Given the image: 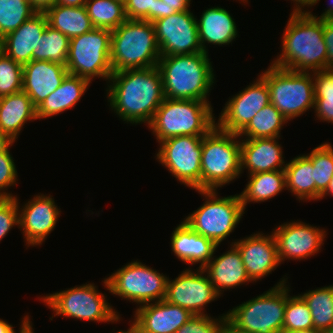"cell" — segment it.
<instances>
[{"label":"cell","instance_id":"cell-1","mask_svg":"<svg viewBox=\"0 0 333 333\" xmlns=\"http://www.w3.org/2000/svg\"><path fill=\"white\" fill-rule=\"evenodd\" d=\"M107 83L110 109L127 124L148 125L165 99L157 66L113 72Z\"/></svg>","mask_w":333,"mask_h":333},{"label":"cell","instance_id":"cell-2","mask_svg":"<svg viewBox=\"0 0 333 333\" xmlns=\"http://www.w3.org/2000/svg\"><path fill=\"white\" fill-rule=\"evenodd\" d=\"M282 36V54L272 65L295 72L326 69L327 47L323 38V20L310 14H290Z\"/></svg>","mask_w":333,"mask_h":333},{"label":"cell","instance_id":"cell-3","mask_svg":"<svg viewBox=\"0 0 333 333\" xmlns=\"http://www.w3.org/2000/svg\"><path fill=\"white\" fill-rule=\"evenodd\" d=\"M209 53L161 56L158 68L164 96L170 99L209 101L215 74Z\"/></svg>","mask_w":333,"mask_h":333},{"label":"cell","instance_id":"cell-4","mask_svg":"<svg viewBox=\"0 0 333 333\" xmlns=\"http://www.w3.org/2000/svg\"><path fill=\"white\" fill-rule=\"evenodd\" d=\"M211 105L209 101L165 97L148 128L156 136L158 143L175 136H204L217 122Z\"/></svg>","mask_w":333,"mask_h":333},{"label":"cell","instance_id":"cell-5","mask_svg":"<svg viewBox=\"0 0 333 333\" xmlns=\"http://www.w3.org/2000/svg\"><path fill=\"white\" fill-rule=\"evenodd\" d=\"M160 57L152 22L127 19L112 30L110 60L113 72L158 66Z\"/></svg>","mask_w":333,"mask_h":333},{"label":"cell","instance_id":"cell-6","mask_svg":"<svg viewBox=\"0 0 333 333\" xmlns=\"http://www.w3.org/2000/svg\"><path fill=\"white\" fill-rule=\"evenodd\" d=\"M240 174V137L215 126L202 139L201 190H217Z\"/></svg>","mask_w":333,"mask_h":333},{"label":"cell","instance_id":"cell-7","mask_svg":"<svg viewBox=\"0 0 333 333\" xmlns=\"http://www.w3.org/2000/svg\"><path fill=\"white\" fill-rule=\"evenodd\" d=\"M287 279L281 278L268 291L230 309L226 313V320L246 333H283Z\"/></svg>","mask_w":333,"mask_h":333},{"label":"cell","instance_id":"cell-8","mask_svg":"<svg viewBox=\"0 0 333 333\" xmlns=\"http://www.w3.org/2000/svg\"><path fill=\"white\" fill-rule=\"evenodd\" d=\"M264 71L260 73V76L269 87L270 103L288 121L300 117L310 108L314 109L312 72H295L272 64Z\"/></svg>","mask_w":333,"mask_h":333},{"label":"cell","instance_id":"cell-9","mask_svg":"<svg viewBox=\"0 0 333 333\" xmlns=\"http://www.w3.org/2000/svg\"><path fill=\"white\" fill-rule=\"evenodd\" d=\"M205 196L197 210L186 216L183 221L195 232L220 245L239 224L244 208L239 194L218 197L217 190H195Z\"/></svg>","mask_w":333,"mask_h":333},{"label":"cell","instance_id":"cell-10","mask_svg":"<svg viewBox=\"0 0 333 333\" xmlns=\"http://www.w3.org/2000/svg\"><path fill=\"white\" fill-rule=\"evenodd\" d=\"M96 288L93 283L88 282L39 299L54 311L51 320L54 316L62 315V317L94 322L120 321L121 316L107 302L106 296Z\"/></svg>","mask_w":333,"mask_h":333},{"label":"cell","instance_id":"cell-11","mask_svg":"<svg viewBox=\"0 0 333 333\" xmlns=\"http://www.w3.org/2000/svg\"><path fill=\"white\" fill-rule=\"evenodd\" d=\"M112 30L93 28L91 31L70 39L67 71L71 75L88 79L100 77L109 81L113 73L111 54Z\"/></svg>","mask_w":333,"mask_h":333},{"label":"cell","instance_id":"cell-12","mask_svg":"<svg viewBox=\"0 0 333 333\" xmlns=\"http://www.w3.org/2000/svg\"><path fill=\"white\" fill-rule=\"evenodd\" d=\"M167 280V275L136 260L122 266L102 282L112 295L141 306L165 299Z\"/></svg>","mask_w":333,"mask_h":333},{"label":"cell","instance_id":"cell-13","mask_svg":"<svg viewBox=\"0 0 333 333\" xmlns=\"http://www.w3.org/2000/svg\"><path fill=\"white\" fill-rule=\"evenodd\" d=\"M203 136L182 135L159 142L156 160L181 184L201 190V153Z\"/></svg>","mask_w":333,"mask_h":333},{"label":"cell","instance_id":"cell-14","mask_svg":"<svg viewBox=\"0 0 333 333\" xmlns=\"http://www.w3.org/2000/svg\"><path fill=\"white\" fill-rule=\"evenodd\" d=\"M196 20L189 9L176 11L170 16L152 22L161 56L203 52Z\"/></svg>","mask_w":333,"mask_h":333},{"label":"cell","instance_id":"cell-15","mask_svg":"<svg viewBox=\"0 0 333 333\" xmlns=\"http://www.w3.org/2000/svg\"><path fill=\"white\" fill-rule=\"evenodd\" d=\"M219 297L202 268L198 267L195 271L186 268L173 280L168 277L165 300L193 315H205L207 304Z\"/></svg>","mask_w":333,"mask_h":333},{"label":"cell","instance_id":"cell-16","mask_svg":"<svg viewBox=\"0 0 333 333\" xmlns=\"http://www.w3.org/2000/svg\"><path fill=\"white\" fill-rule=\"evenodd\" d=\"M270 103L269 87L258 75L256 81L250 83L238 94L229 98L219 114L216 126L225 132L239 134L251 119Z\"/></svg>","mask_w":333,"mask_h":333},{"label":"cell","instance_id":"cell-17","mask_svg":"<svg viewBox=\"0 0 333 333\" xmlns=\"http://www.w3.org/2000/svg\"><path fill=\"white\" fill-rule=\"evenodd\" d=\"M272 233L277 243L280 263L287 259L298 261L314 256L321 250L327 235L325 229L300 220L276 226Z\"/></svg>","mask_w":333,"mask_h":333},{"label":"cell","instance_id":"cell-18","mask_svg":"<svg viewBox=\"0 0 333 333\" xmlns=\"http://www.w3.org/2000/svg\"><path fill=\"white\" fill-rule=\"evenodd\" d=\"M19 206V226L24 235L26 245H42L47 236L55 229L59 215L54 199L51 195L37 194L20 208V202L15 197Z\"/></svg>","mask_w":333,"mask_h":333},{"label":"cell","instance_id":"cell-19","mask_svg":"<svg viewBox=\"0 0 333 333\" xmlns=\"http://www.w3.org/2000/svg\"><path fill=\"white\" fill-rule=\"evenodd\" d=\"M242 256L247 275L254 282L272 274L281 263L278 258L277 243L273 233H254L232 242Z\"/></svg>","mask_w":333,"mask_h":333},{"label":"cell","instance_id":"cell-20","mask_svg":"<svg viewBox=\"0 0 333 333\" xmlns=\"http://www.w3.org/2000/svg\"><path fill=\"white\" fill-rule=\"evenodd\" d=\"M134 312L140 333H175L194 316L165 299L138 306Z\"/></svg>","mask_w":333,"mask_h":333},{"label":"cell","instance_id":"cell-21","mask_svg":"<svg viewBox=\"0 0 333 333\" xmlns=\"http://www.w3.org/2000/svg\"><path fill=\"white\" fill-rule=\"evenodd\" d=\"M47 25L45 13L34 14L18 29L2 38L3 52L22 66L37 60V43Z\"/></svg>","mask_w":333,"mask_h":333},{"label":"cell","instance_id":"cell-22","mask_svg":"<svg viewBox=\"0 0 333 333\" xmlns=\"http://www.w3.org/2000/svg\"><path fill=\"white\" fill-rule=\"evenodd\" d=\"M69 74L66 65L32 60L23 66V91L35 107L54 92Z\"/></svg>","mask_w":333,"mask_h":333},{"label":"cell","instance_id":"cell-23","mask_svg":"<svg viewBox=\"0 0 333 333\" xmlns=\"http://www.w3.org/2000/svg\"><path fill=\"white\" fill-rule=\"evenodd\" d=\"M255 138L241 140V172L248 174L284 170L286 167L283 157V147L278 139Z\"/></svg>","mask_w":333,"mask_h":333},{"label":"cell","instance_id":"cell-24","mask_svg":"<svg viewBox=\"0 0 333 333\" xmlns=\"http://www.w3.org/2000/svg\"><path fill=\"white\" fill-rule=\"evenodd\" d=\"M230 245V250L219 257L213 255V258L202 268L220 296L226 289L237 288L252 282L247 275L241 253L234 244Z\"/></svg>","mask_w":333,"mask_h":333},{"label":"cell","instance_id":"cell-25","mask_svg":"<svg viewBox=\"0 0 333 333\" xmlns=\"http://www.w3.org/2000/svg\"><path fill=\"white\" fill-rule=\"evenodd\" d=\"M171 250L180 261L186 264H200L203 268L215 254L219 245L192 230L182 221L171 236Z\"/></svg>","mask_w":333,"mask_h":333},{"label":"cell","instance_id":"cell-26","mask_svg":"<svg viewBox=\"0 0 333 333\" xmlns=\"http://www.w3.org/2000/svg\"><path fill=\"white\" fill-rule=\"evenodd\" d=\"M197 21L198 37L203 52L207 44L229 45L238 36L236 23L229 11L221 7L207 8Z\"/></svg>","mask_w":333,"mask_h":333},{"label":"cell","instance_id":"cell-27","mask_svg":"<svg viewBox=\"0 0 333 333\" xmlns=\"http://www.w3.org/2000/svg\"><path fill=\"white\" fill-rule=\"evenodd\" d=\"M90 83L86 78L68 74L61 85L36 107L37 119H46L74 108Z\"/></svg>","mask_w":333,"mask_h":333},{"label":"cell","instance_id":"cell-28","mask_svg":"<svg viewBox=\"0 0 333 333\" xmlns=\"http://www.w3.org/2000/svg\"><path fill=\"white\" fill-rule=\"evenodd\" d=\"M37 120L36 107L30 97L20 92L0 97V131L14 141L27 121Z\"/></svg>","mask_w":333,"mask_h":333},{"label":"cell","instance_id":"cell-29","mask_svg":"<svg viewBox=\"0 0 333 333\" xmlns=\"http://www.w3.org/2000/svg\"><path fill=\"white\" fill-rule=\"evenodd\" d=\"M246 188L239 194L244 211L250 202L261 203L286 189L285 170L250 174Z\"/></svg>","mask_w":333,"mask_h":333},{"label":"cell","instance_id":"cell-30","mask_svg":"<svg viewBox=\"0 0 333 333\" xmlns=\"http://www.w3.org/2000/svg\"><path fill=\"white\" fill-rule=\"evenodd\" d=\"M45 14L48 25L70 39L94 28L85 6L74 7L55 4Z\"/></svg>","mask_w":333,"mask_h":333},{"label":"cell","instance_id":"cell-31","mask_svg":"<svg viewBox=\"0 0 333 333\" xmlns=\"http://www.w3.org/2000/svg\"><path fill=\"white\" fill-rule=\"evenodd\" d=\"M286 190L300 201H315V181L312 162L305 156L294 157L285 167Z\"/></svg>","mask_w":333,"mask_h":333},{"label":"cell","instance_id":"cell-32","mask_svg":"<svg viewBox=\"0 0 333 333\" xmlns=\"http://www.w3.org/2000/svg\"><path fill=\"white\" fill-rule=\"evenodd\" d=\"M288 120L275 106L269 103L251 119L249 124L238 134L245 139L280 137L283 126Z\"/></svg>","mask_w":333,"mask_h":333},{"label":"cell","instance_id":"cell-33","mask_svg":"<svg viewBox=\"0 0 333 333\" xmlns=\"http://www.w3.org/2000/svg\"><path fill=\"white\" fill-rule=\"evenodd\" d=\"M299 296L311 311L314 329L333 327V284L306 291Z\"/></svg>","mask_w":333,"mask_h":333},{"label":"cell","instance_id":"cell-34","mask_svg":"<svg viewBox=\"0 0 333 333\" xmlns=\"http://www.w3.org/2000/svg\"><path fill=\"white\" fill-rule=\"evenodd\" d=\"M85 7L94 28L114 30L127 20L122 0H87Z\"/></svg>","mask_w":333,"mask_h":333},{"label":"cell","instance_id":"cell-35","mask_svg":"<svg viewBox=\"0 0 333 333\" xmlns=\"http://www.w3.org/2000/svg\"><path fill=\"white\" fill-rule=\"evenodd\" d=\"M312 75L315 115L322 122L333 123V69L315 71Z\"/></svg>","mask_w":333,"mask_h":333},{"label":"cell","instance_id":"cell-36","mask_svg":"<svg viewBox=\"0 0 333 333\" xmlns=\"http://www.w3.org/2000/svg\"><path fill=\"white\" fill-rule=\"evenodd\" d=\"M70 38L47 25L37 43V60L66 65Z\"/></svg>","mask_w":333,"mask_h":333},{"label":"cell","instance_id":"cell-37","mask_svg":"<svg viewBox=\"0 0 333 333\" xmlns=\"http://www.w3.org/2000/svg\"><path fill=\"white\" fill-rule=\"evenodd\" d=\"M333 146L325 142L315 147L309 154H304L313 165L315 181V200H320L333 177Z\"/></svg>","mask_w":333,"mask_h":333},{"label":"cell","instance_id":"cell-38","mask_svg":"<svg viewBox=\"0 0 333 333\" xmlns=\"http://www.w3.org/2000/svg\"><path fill=\"white\" fill-rule=\"evenodd\" d=\"M36 13L29 0H0V38L18 29Z\"/></svg>","mask_w":333,"mask_h":333},{"label":"cell","instance_id":"cell-39","mask_svg":"<svg viewBox=\"0 0 333 333\" xmlns=\"http://www.w3.org/2000/svg\"><path fill=\"white\" fill-rule=\"evenodd\" d=\"M287 285V304L284 312L283 332L306 330L313 328L311 311L299 296H290Z\"/></svg>","mask_w":333,"mask_h":333},{"label":"cell","instance_id":"cell-40","mask_svg":"<svg viewBox=\"0 0 333 333\" xmlns=\"http://www.w3.org/2000/svg\"><path fill=\"white\" fill-rule=\"evenodd\" d=\"M23 89V66L13 61L4 52L0 54V97Z\"/></svg>","mask_w":333,"mask_h":333},{"label":"cell","instance_id":"cell-41","mask_svg":"<svg viewBox=\"0 0 333 333\" xmlns=\"http://www.w3.org/2000/svg\"><path fill=\"white\" fill-rule=\"evenodd\" d=\"M226 322V314L218 318L205 315H194L175 333H219L221 327Z\"/></svg>","mask_w":333,"mask_h":333},{"label":"cell","instance_id":"cell-42","mask_svg":"<svg viewBox=\"0 0 333 333\" xmlns=\"http://www.w3.org/2000/svg\"><path fill=\"white\" fill-rule=\"evenodd\" d=\"M10 148L0 153V198H15L13 193L6 192L11 186L17 185L18 175Z\"/></svg>","mask_w":333,"mask_h":333},{"label":"cell","instance_id":"cell-43","mask_svg":"<svg viewBox=\"0 0 333 333\" xmlns=\"http://www.w3.org/2000/svg\"><path fill=\"white\" fill-rule=\"evenodd\" d=\"M19 226V206L16 198H0V241Z\"/></svg>","mask_w":333,"mask_h":333},{"label":"cell","instance_id":"cell-44","mask_svg":"<svg viewBox=\"0 0 333 333\" xmlns=\"http://www.w3.org/2000/svg\"><path fill=\"white\" fill-rule=\"evenodd\" d=\"M157 0H124L127 19L155 21V5Z\"/></svg>","mask_w":333,"mask_h":333},{"label":"cell","instance_id":"cell-45","mask_svg":"<svg viewBox=\"0 0 333 333\" xmlns=\"http://www.w3.org/2000/svg\"><path fill=\"white\" fill-rule=\"evenodd\" d=\"M191 0H157L155 5V20L170 16L176 11H187Z\"/></svg>","mask_w":333,"mask_h":333},{"label":"cell","instance_id":"cell-46","mask_svg":"<svg viewBox=\"0 0 333 333\" xmlns=\"http://www.w3.org/2000/svg\"><path fill=\"white\" fill-rule=\"evenodd\" d=\"M323 38L327 47L326 69H333V20H323Z\"/></svg>","mask_w":333,"mask_h":333},{"label":"cell","instance_id":"cell-47","mask_svg":"<svg viewBox=\"0 0 333 333\" xmlns=\"http://www.w3.org/2000/svg\"><path fill=\"white\" fill-rule=\"evenodd\" d=\"M291 1H293V5H295L293 7L294 9L291 12V14H309V13H311V11H309V10L307 11V9L303 10V9H305L304 7L305 6L306 7L308 6V8L312 7V6L316 5L318 3V1H320V0H291Z\"/></svg>","mask_w":333,"mask_h":333},{"label":"cell","instance_id":"cell-48","mask_svg":"<svg viewBox=\"0 0 333 333\" xmlns=\"http://www.w3.org/2000/svg\"><path fill=\"white\" fill-rule=\"evenodd\" d=\"M37 13H46L56 4V0H29Z\"/></svg>","mask_w":333,"mask_h":333},{"label":"cell","instance_id":"cell-49","mask_svg":"<svg viewBox=\"0 0 333 333\" xmlns=\"http://www.w3.org/2000/svg\"><path fill=\"white\" fill-rule=\"evenodd\" d=\"M14 142L10 136L0 131V153L6 152Z\"/></svg>","mask_w":333,"mask_h":333},{"label":"cell","instance_id":"cell-50","mask_svg":"<svg viewBox=\"0 0 333 333\" xmlns=\"http://www.w3.org/2000/svg\"><path fill=\"white\" fill-rule=\"evenodd\" d=\"M31 322L32 321H30V317L28 315L24 316L20 322L22 324L20 325L19 333H35Z\"/></svg>","mask_w":333,"mask_h":333},{"label":"cell","instance_id":"cell-51","mask_svg":"<svg viewBox=\"0 0 333 333\" xmlns=\"http://www.w3.org/2000/svg\"><path fill=\"white\" fill-rule=\"evenodd\" d=\"M327 9V10H326ZM325 9L319 17L309 13L313 18L322 19V20H333V2Z\"/></svg>","mask_w":333,"mask_h":333},{"label":"cell","instance_id":"cell-52","mask_svg":"<svg viewBox=\"0 0 333 333\" xmlns=\"http://www.w3.org/2000/svg\"><path fill=\"white\" fill-rule=\"evenodd\" d=\"M86 2L87 0H56V4L74 7L85 6Z\"/></svg>","mask_w":333,"mask_h":333},{"label":"cell","instance_id":"cell-53","mask_svg":"<svg viewBox=\"0 0 333 333\" xmlns=\"http://www.w3.org/2000/svg\"><path fill=\"white\" fill-rule=\"evenodd\" d=\"M219 333H246L233 327L227 320L223 324Z\"/></svg>","mask_w":333,"mask_h":333},{"label":"cell","instance_id":"cell-54","mask_svg":"<svg viewBox=\"0 0 333 333\" xmlns=\"http://www.w3.org/2000/svg\"><path fill=\"white\" fill-rule=\"evenodd\" d=\"M0 333H16L13 325L0 319Z\"/></svg>","mask_w":333,"mask_h":333},{"label":"cell","instance_id":"cell-55","mask_svg":"<svg viewBox=\"0 0 333 333\" xmlns=\"http://www.w3.org/2000/svg\"><path fill=\"white\" fill-rule=\"evenodd\" d=\"M333 196V177L330 180L326 190L321 194L320 199H323L325 196Z\"/></svg>","mask_w":333,"mask_h":333},{"label":"cell","instance_id":"cell-56","mask_svg":"<svg viewBox=\"0 0 333 333\" xmlns=\"http://www.w3.org/2000/svg\"><path fill=\"white\" fill-rule=\"evenodd\" d=\"M129 322H131V324H130V328L127 331L120 330L116 333H140L138 326L132 321H129Z\"/></svg>","mask_w":333,"mask_h":333},{"label":"cell","instance_id":"cell-57","mask_svg":"<svg viewBox=\"0 0 333 333\" xmlns=\"http://www.w3.org/2000/svg\"><path fill=\"white\" fill-rule=\"evenodd\" d=\"M283 333H320V330L312 328V329L297 330V331H290V332H283Z\"/></svg>","mask_w":333,"mask_h":333},{"label":"cell","instance_id":"cell-58","mask_svg":"<svg viewBox=\"0 0 333 333\" xmlns=\"http://www.w3.org/2000/svg\"><path fill=\"white\" fill-rule=\"evenodd\" d=\"M320 333H333V327L320 330Z\"/></svg>","mask_w":333,"mask_h":333},{"label":"cell","instance_id":"cell-59","mask_svg":"<svg viewBox=\"0 0 333 333\" xmlns=\"http://www.w3.org/2000/svg\"><path fill=\"white\" fill-rule=\"evenodd\" d=\"M3 52L2 50V39L0 38V54Z\"/></svg>","mask_w":333,"mask_h":333}]
</instances>
